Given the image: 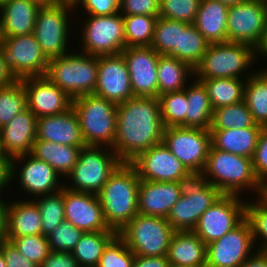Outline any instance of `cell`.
I'll list each match as a JSON object with an SVG mask.
<instances>
[{"label":"cell","instance_id":"17","mask_svg":"<svg viewBox=\"0 0 267 267\" xmlns=\"http://www.w3.org/2000/svg\"><path fill=\"white\" fill-rule=\"evenodd\" d=\"M121 54L127 64L133 96L158 97L160 54L151 46L125 47Z\"/></svg>","mask_w":267,"mask_h":267},{"label":"cell","instance_id":"52","mask_svg":"<svg viewBox=\"0 0 267 267\" xmlns=\"http://www.w3.org/2000/svg\"><path fill=\"white\" fill-rule=\"evenodd\" d=\"M0 250L4 256L7 267H40L23 256L8 240L0 242Z\"/></svg>","mask_w":267,"mask_h":267},{"label":"cell","instance_id":"11","mask_svg":"<svg viewBox=\"0 0 267 267\" xmlns=\"http://www.w3.org/2000/svg\"><path fill=\"white\" fill-rule=\"evenodd\" d=\"M162 142L188 171L203 172L212 146L210 130L166 127Z\"/></svg>","mask_w":267,"mask_h":267},{"label":"cell","instance_id":"53","mask_svg":"<svg viewBox=\"0 0 267 267\" xmlns=\"http://www.w3.org/2000/svg\"><path fill=\"white\" fill-rule=\"evenodd\" d=\"M40 267H79L71 252L51 251Z\"/></svg>","mask_w":267,"mask_h":267},{"label":"cell","instance_id":"60","mask_svg":"<svg viewBox=\"0 0 267 267\" xmlns=\"http://www.w3.org/2000/svg\"><path fill=\"white\" fill-rule=\"evenodd\" d=\"M32 1L38 3L41 6H51L63 2L62 0H32Z\"/></svg>","mask_w":267,"mask_h":267},{"label":"cell","instance_id":"50","mask_svg":"<svg viewBox=\"0 0 267 267\" xmlns=\"http://www.w3.org/2000/svg\"><path fill=\"white\" fill-rule=\"evenodd\" d=\"M123 15H148L159 17L160 0H120Z\"/></svg>","mask_w":267,"mask_h":267},{"label":"cell","instance_id":"26","mask_svg":"<svg viewBox=\"0 0 267 267\" xmlns=\"http://www.w3.org/2000/svg\"><path fill=\"white\" fill-rule=\"evenodd\" d=\"M228 9L218 0H201L193 25L209 43L227 42Z\"/></svg>","mask_w":267,"mask_h":267},{"label":"cell","instance_id":"14","mask_svg":"<svg viewBox=\"0 0 267 267\" xmlns=\"http://www.w3.org/2000/svg\"><path fill=\"white\" fill-rule=\"evenodd\" d=\"M267 24V2L245 0L229 6L227 41L244 43L254 49L260 43Z\"/></svg>","mask_w":267,"mask_h":267},{"label":"cell","instance_id":"31","mask_svg":"<svg viewBox=\"0 0 267 267\" xmlns=\"http://www.w3.org/2000/svg\"><path fill=\"white\" fill-rule=\"evenodd\" d=\"M82 148L84 147H74L45 140H35L30 154L49 164L60 175L66 174L68 176L77 163Z\"/></svg>","mask_w":267,"mask_h":267},{"label":"cell","instance_id":"62","mask_svg":"<svg viewBox=\"0 0 267 267\" xmlns=\"http://www.w3.org/2000/svg\"><path fill=\"white\" fill-rule=\"evenodd\" d=\"M0 267H7L2 251L0 250Z\"/></svg>","mask_w":267,"mask_h":267},{"label":"cell","instance_id":"58","mask_svg":"<svg viewBox=\"0 0 267 267\" xmlns=\"http://www.w3.org/2000/svg\"><path fill=\"white\" fill-rule=\"evenodd\" d=\"M0 199V242L5 241L8 231V206Z\"/></svg>","mask_w":267,"mask_h":267},{"label":"cell","instance_id":"35","mask_svg":"<svg viewBox=\"0 0 267 267\" xmlns=\"http://www.w3.org/2000/svg\"><path fill=\"white\" fill-rule=\"evenodd\" d=\"M245 82L244 101L255 123L267 128V70L252 74Z\"/></svg>","mask_w":267,"mask_h":267},{"label":"cell","instance_id":"43","mask_svg":"<svg viewBox=\"0 0 267 267\" xmlns=\"http://www.w3.org/2000/svg\"><path fill=\"white\" fill-rule=\"evenodd\" d=\"M41 213L42 235L48 236L65 220L63 189L47 194L36 202Z\"/></svg>","mask_w":267,"mask_h":267},{"label":"cell","instance_id":"57","mask_svg":"<svg viewBox=\"0 0 267 267\" xmlns=\"http://www.w3.org/2000/svg\"><path fill=\"white\" fill-rule=\"evenodd\" d=\"M240 267H267V251L258 250L252 257H248Z\"/></svg>","mask_w":267,"mask_h":267},{"label":"cell","instance_id":"8","mask_svg":"<svg viewBox=\"0 0 267 267\" xmlns=\"http://www.w3.org/2000/svg\"><path fill=\"white\" fill-rule=\"evenodd\" d=\"M254 53L255 49L244 43H210L194 73L199 79L239 78L252 64Z\"/></svg>","mask_w":267,"mask_h":267},{"label":"cell","instance_id":"2","mask_svg":"<svg viewBox=\"0 0 267 267\" xmlns=\"http://www.w3.org/2000/svg\"><path fill=\"white\" fill-rule=\"evenodd\" d=\"M139 183L134 166L122 162L97 194L107 225L117 233L138 214Z\"/></svg>","mask_w":267,"mask_h":267},{"label":"cell","instance_id":"10","mask_svg":"<svg viewBox=\"0 0 267 267\" xmlns=\"http://www.w3.org/2000/svg\"><path fill=\"white\" fill-rule=\"evenodd\" d=\"M0 45L6 66L18 80L29 76H45L49 59L33 33L0 36Z\"/></svg>","mask_w":267,"mask_h":267},{"label":"cell","instance_id":"33","mask_svg":"<svg viewBox=\"0 0 267 267\" xmlns=\"http://www.w3.org/2000/svg\"><path fill=\"white\" fill-rule=\"evenodd\" d=\"M117 235L116 231L85 232L71 251L79 267H97L104 249Z\"/></svg>","mask_w":267,"mask_h":267},{"label":"cell","instance_id":"21","mask_svg":"<svg viewBox=\"0 0 267 267\" xmlns=\"http://www.w3.org/2000/svg\"><path fill=\"white\" fill-rule=\"evenodd\" d=\"M65 220L84 232L114 231L107 225L97 194L63 186Z\"/></svg>","mask_w":267,"mask_h":267},{"label":"cell","instance_id":"9","mask_svg":"<svg viewBox=\"0 0 267 267\" xmlns=\"http://www.w3.org/2000/svg\"><path fill=\"white\" fill-rule=\"evenodd\" d=\"M101 149L99 146H86L80 150L78 161L69 173L75 186L66 188L93 194L101 191L110 175L122 163L113 150L104 152Z\"/></svg>","mask_w":267,"mask_h":267},{"label":"cell","instance_id":"48","mask_svg":"<svg viewBox=\"0 0 267 267\" xmlns=\"http://www.w3.org/2000/svg\"><path fill=\"white\" fill-rule=\"evenodd\" d=\"M135 254L117 235L104 249L97 267H133Z\"/></svg>","mask_w":267,"mask_h":267},{"label":"cell","instance_id":"54","mask_svg":"<svg viewBox=\"0 0 267 267\" xmlns=\"http://www.w3.org/2000/svg\"><path fill=\"white\" fill-rule=\"evenodd\" d=\"M167 256H141L135 255L133 267H168Z\"/></svg>","mask_w":267,"mask_h":267},{"label":"cell","instance_id":"39","mask_svg":"<svg viewBox=\"0 0 267 267\" xmlns=\"http://www.w3.org/2000/svg\"><path fill=\"white\" fill-rule=\"evenodd\" d=\"M180 21L158 17L154 25L151 47L160 55H168L179 60Z\"/></svg>","mask_w":267,"mask_h":267},{"label":"cell","instance_id":"12","mask_svg":"<svg viewBox=\"0 0 267 267\" xmlns=\"http://www.w3.org/2000/svg\"><path fill=\"white\" fill-rule=\"evenodd\" d=\"M73 7L74 3L63 1L39 9L33 34L48 59L66 54L68 11Z\"/></svg>","mask_w":267,"mask_h":267},{"label":"cell","instance_id":"24","mask_svg":"<svg viewBox=\"0 0 267 267\" xmlns=\"http://www.w3.org/2000/svg\"><path fill=\"white\" fill-rule=\"evenodd\" d=\"M180 197L178 182H154L140 179L138 214L167 218L172 206Z\"/></svg>","mask_w":267,"mask_h":267},{"label":"cell","instance_id":"65","mask_svg":"<svg viewBox=\"0 0 267 267\" xmlns=\"http://www.w3.org/2000/svg\"><path fill=\"white\" fill-rule=\"evenodd\" d=\"M4 156H5V154L2 151V148H1V140H0V157H4Z\"/></svg>","mask_w":267,"mask_h":267},{"label":"cell","instance_id":"51","mask_svg":"<svg viewBox=\"0 0 267 267\" xmlns=\"http://www.w3.org/2000/svg\"><path fill=\"white\" fill-rule=\"evenodd\" d=\"M82 3L93 16H110L119 13L120 0H77L74 5Z\"/></svg>","mask_w":267,"mask_h":267},{"label":"cell","instance_id":"38","mask_svg":"<svg viewBox=\"0 0 267 267\" xmlns=\"http://www.w3.org/2000/svg\"><path fill=\"white\" fill-rule=\"evenodd\" d=\"M210 43L193 24L180 22L179 60L195 69Z\"/></svg>","mask_w":267,"mask_h":267},{"label":"cell","instance_id":"20","mask_svg":"<svg viewBox=\"0 0 267 267\" xmlns=\"http://www.w3.org/2000/svg\"><path fill=\"white\" fill-rule=\"evenodd\" d=\"M94 94L115 104L134 97L127 64L121 53L98 57V77Z\"/></svg>","mask_w":267,"mask_h":267},{"label":"cell","instance_id":"7","mask_svg":"<svg viewBox=\"0 0 267 267\" xmlns=\"http://www.w3.org/2000/svg\"><path fill=\"white\" fill-rule=\"evenodd\" d=\"M174 233L167 218L137 214L118 236L135 255L164 256Z\"/></svg>","mask_w":267,"mask_h":267},{"label":"cell","instance_id":"67","mask_svg":"<svg viewBox=\"0 0 267 267\" xmlns=\"http://www.w3.org/2000/svg\"><path fill=\"white\" fill-rule=\"evenodd\" d=\"M64 2H71V3H75L77 0H62Z\"/></svg>","mask_w":267,"mask_h":267},{"label":"cell","instance_id":"37","mask_svg":"<svg viewBox=\"0 0 267 267\" xmlns=\"http://www.w3.org/2000/svg\"><path fill=\"white\" fill-rule=\"evenodd\" d=\"M246 127L262 126L255 123L244 100L213 110L210 130L243 129Z\"/></svg>","mask_w":267,"mask_h":267},{"label":"cell","instance_id":"27","mask_svg":"<svg viewBox=\"0 0 267 267\" xmlns=\"http://www.w3.org/2000/svg\"><path fill=\"white\" fill-rule=\"evenodd\" d=\"M166 256L171 264L206 267V244L193 231H175Z\"/></svg>","mask_w":267,"mask_h":267},{"label":"cell","instance_id":"3","mask_svg":"<svg viewBox=\"0 0 267 267\" xmlns=\"http://www.w3.org/2000/svg\"><path fill=\"white\" fill-rule=\"evenodd\" d=\"M205 177L203 172L188 171L177 181L181 197L167 216L175 231H193L203 212L223 195Z\"/></svg>","mask_w":267,"mask_h":267},{"label":"cell","instance_id":"34","mask_svg":"<svg viewBox=\"0 0 267 267\" xmlns=\"http://www.w3.org/2000/svg\"><path fill=\"white\" fill-rule=\"evenodd\" d=\"M158 96L174 91L183 90L186 77L194 73L187 63L168 55H160L157 65Z\"/></svg>","mask_w":267,"mask_h":267},{"label":"cell","instance_id":"6","mask_svg":"<svg viewBox=\"0 0 267 267\" xmlns=\"http://www.w3.org/2000/svg\"><path fill=\"white\" fill-rule=\"evenodd\" d=\"M203 174L212 175L215 180L209 179V183L223 194L238 195L243 187L255 188L260 194L258 196L263 194V187L255 176L251 158L238 156L211 146Z\"/></svg>","mask_w":267,"mask_h":267},{"label":"cell","instance_id":"56","mask_svg":"<svg viewBox=\"0 0 267 267\" xmlns=\"http://www.w3.org/2000/svg\"><path fill=\"white\" fill-rule=\"evenodd\" d=\"M17 80L18 79L14 76V74L5 64L3 55L1 53V45H0V88L11 86Z\"/></svg>","mask_w":267,"mask_h":267},{"label":"cell","instance_id":"36","mask_svg":"<svg viewBox=\"0 0 267 267\" xmlns=\"http://www.w3.org/2000/svg\"><path fill=\"white\" fill-rule=\"evenodd\" d=\"M208 91L213 109L238 103L244 100L245 86L240 78L198 79Z\"/></svg>","mask_w":267,"mask_h":267},{"label":"cell","instance_id":"5","mask_svg":"<svg viewBox=\"0 0 267 267\" xmlns=\"http://www.w3.org/2000/svg\"><path fill=\"white\" fill-rule=\"evenodd\" d=\"M65 54L49 59L45 74L72 99L94 94L98 77V56Z\"/></svg>","mask_w":267,"mask_h":267},{"label":"cell","instance_id":"30","mask_svg":"<svg viewBox=\"0 0 267 267\" xmlns=\"http://www.w3.org/2000/svg\"><path fill=\"white\" fill-rule=\"evenodd\" d=\"M7 205V237L42 234L41 213L35 201H15Z\"/></svg>","mask_w":267,"mask_h":267},{"label":"cell","instance_id":"23","mask_svg":"<svg viewBox=\"0 0 267 267\" xmlns=\"http://www.w3.org/2000/svg\"><path fill=\"white\" fill-rule=\"evenodd\" d=\"M36 140L86 147L79 118L73 107L61 114L37 118Z\"/></svg>","mask_w":267,"mask_h":267},{"label":"cell","instance_id":"40","mask_svg":"<svg viewBox=\"0 0 267 267\" xmlns=\"http://www.w3.org/2000/svg\"><path fill=\"white\" fill-rule=\"evenodd\" d=\"M126 47L151 46L156 16L123 15Z\"/></svg>","mask_w":267,"mask_h":267},{"label":"cell","instance_id":"1","mask_svg":"<svg viewBox=\"0 0 267 267\" xmlns=\"http://www.w3.org/2000/svg\"><path fill=\"white\" fill-rule=\"evenodd\" d=\"M165 126L158 97L134 96L117 104L113 151L130 163L140 153L162 142Z\"/></svg>","mask_w":267,"mask_h":267},{"label":"cell","instance_id":"13","mask_svg":"<svg viewBox=\"0 0 267 267\" xmlns=\"http://www.w3.org/2000/svg\"><path fill=\"white\" fill-rule=\"evenodd\" d=\"M245 206L237 195L223 194L203 212L193 232L206 245L220 239L245 219Z\"/></svg>","mask_w":267,"mask_h":267},{"label":"cell","instance_id":"45","mask_svg":"<svg viewBox=\"0 0 267 267\" xmlns=\"http://www.w3.org/2000/svg\"><path fill=\"white\" fill-rule=\"evenodd\" d=\"M201 0H160L159 17L193 24Z\"/></svg>","mask_w":267,"mask_h":267},{"label":"cell","instance_id":"18","mask_svg":"<svg viewBox=\"0 0 267 267\" xmlns=\"http://www.w3.org/2000/svg\"><path fill=\"white\" fill-rule=\"evenodd\" d=\"M142 180L177 182L188 169L171 153L163 142L140 153L130 162Z\"/></svg>","mask_w":267,"mask_h":267},{"label":"cell","instance_id":"25","mask_svg":"<svg viewBox=\"0 0 267 267\" xmlns=\"http://www.w3.org/2000/svg\"><path fill=\"white\" fill-rule=\"evenodd\" d=\"M41 5L32 0H7L1 10L0 36L33 33Z\"/></svg>","mask_w":267,"mask_h":267},{"label":"cell","instance_id":"44","mask_svg":"<svg viewBox=\"0 0 267 267\" xmlns=\"http://www.w3.org/2000/svg\"><path fill=\"white\" fill-rule=\"evenodd\" d=\"M6 240L10 241L23 256L38 266L42 265L51 252L48 239L42 234L6 237Z\"/></svg>","mask_w":267,"mask_h":267},{"label":"cell","instance_id":"15","mask_svg":"<svg viewBox=\"0 0 267 267\" xmlns=\"http://www.w3.org/2000/svg\"><path fill=\"white\" fill-rule=\"evenodd\" d=\"M89 17L83 29V53L98 57L120 54L126 47L123 15Z\"/></svg>","mask_w":267,"mask_h":267},{"label":"cell","instance_id":"16","mask_svg":"<svg viewBox=\"0 0 267 267\" xmlns=\"http://www.w3.org/2000/svg\"><path fill=\"white\" fill-rule=\"evenodd\" d=\"M249 222L244 219L222 238L206 245V267H240L253 246Z\"/></svg>","mask_w":267,"mask_h":267},{"label":"cell","instance_id":"41","mask_svg":"<svg viewBox=\"0 0 267 267\" xmlns=\"http://www.w3.org/2000/svg\"><path fill=\"white\" fill-rule=\"evenodd\" d=\"M163 124L166 127H186L188 101L186 88L158 96Z\"/></svg>","mask_w":267,"mask_h":267},{"label":"cell","instance_id":"63","mask_svg":"<svg viewBox=\"0 0 267 267\" xmlns=\"http://www.w3.org/2000/svg\"><path fill=\"white\" fill-rule=\"evenodd\" d=\"M168 267H192V266L176 265V264L169 263Z\"/></svg>","mask_w":267,"mask_h":267},{"label":"cell","instance_id":"46","mask_svg":"<svg viewBox=\"0 0 267 267\" xmlns=\"http://www.w3.org/2000/svg\"><path fill=\"white\" fill-rule=\"evenodd\" d=\"M85 232L64 220L47 236L51 251L71 252Z\"/></svg>","mask_w":267,"mask_h":267},{"label":"cell","instance_id":"19","mask_svg":"<svg viewBox=\"0 0 267 267\" xmlns=\"http://www.w3.org/2000/svg\"><path fill=\"white\" fill-rule=\"evenodd\" d=\"M27 94V108L37 117L61 114L72 107L73 99L45 76L20 79Z\"/></svg>","mask_w":267,"mask_h":267},{"label":"cell","instance_id":"61","mask_svg":"<svg viewBox=\"0 0 267 267\" xmlns=\"http://www.w3.org/2000/svg\"><path fill=\"white\" fill-rule=\"evenodd\" d=\"M218 1L227 5V6H232V5H235L237 3L244 2L245 0H218Z\"/></svg>","mask_w":267,"mask_h":267},{"label":"cell","instance_id":"32","mask_svg":"<svg viewBox=\"0 0 267 267\" xmlns=\"http://www.w3.org/2000/svg\"><path fill=\"white\" fill-rule=\"evenodd\" d=\"M196 81L194 85L186 89L188 101L186 127L210 130L214 109L206 86L202 81L198 79Z\"/></svg>","mask_w":267,"mask_h":267},{"label":"cell","instance_id":"64","mask_svg":"<svg viewBox=\"0 0 267 267\" xmlns=\"http://www.w3.org/2000/svg\"><path fill=\"white\" fill-rule=\"evenodd\" d=\"M262 195L267 199V185L263 188V194Z\"/></svg>","mask_w":267,"mask_h":267},{"label":"cell","instance_id":"47","mask_svg":"<svg viewBox=\"0 0 267 267\" xmlns=\"http://www.w3.org/2000/svg\"><path fill=\"white\" fill-rule=\"evenodd\" d=\"M245 219L250 224L253 241L258 235L264 239L259 250L267 251V199L263 195L255 204L246 203Z\"/></svg>","mask_w":267,"mask_h":267},{"label":"cell","instance_id":"66","mask_svg":"<svg viewBox=\"0 0 267 267\" xmlns=\"http://www.w3.org/2000/svg\"><path fill=\"white\" fill-rule=\"evenodd\" d=\"M6 1L7 0H0V9L4 6V4H5Z\"/></svg>","mask_w":267,"mask_h":267},{"label":"cell","instance_id":"28","mask_svg":"<svg viewBox=\"0 0 267 267\" xmlns=\"http://www.w3.org/2000/svg\"><path fill=\"white\" fill-rule=\"evenodd\" d=\"M28 161L23 164L22 170H20L19 180L24 190L32 195H38V197L52 194L63 189V186L58 187V175H60L55 169H53L46 162L39 160L28 154ZM58 189V190H57Z\"/></svg>","mask_w":267,"mask_h":267},{"label":"cell","instance_id":"29","mask_svg":"<svg viewBox=\"0 0 267 267\" xmlns=\"http://www.w3.org/2000/svg\"><path fill=\"white\" fill-rule=\"evenodd\" d=\"M262 129L263 127H246L243 129L210 130L211 144L215 149L252 159Z\"/></svg>","mask_w":267,"mask_h":267},{"label":"cell","instance_id":"68","mask_svg":"<svg viewBox=\"0 0 267 267\" xmlns=\"http://www.w3.org/2000/svg\"><path fill=\"white\" fill-rule=\"evenodd\" d=\"M251 1H261V2H267V0H251Z\"/></svg>","mask_w":267,"mask_h":267},{"label":"cell","instance_id":"4","mask_svg":"<svg viewBox=\"0 0 267 267\" xmlns=\"http://www.w3.org/2000/svg\"><path fill=\"white\" fill-rule=\"evenodd\" d=\"M86 146L106 144L112 150L117 125V104L95 94L72 101ZM101 144V145H100Z\"/></svg>","mask_w":267,"mask_h":267},{"label":"cell","instance_id":"42","mask_svg":"<svg viewBox=\"0 0 267 267\" xmlns=\"http://www.w3.org/2000/svg\"><path fill=\"white\" fill-rule=\"evenodd\" d=\"M27 108V94L21 80L0 88V128Z\"/></svg>","mask_w":267,"mask_h":267},{"label":"cell","instance_id":"55","mask_svg":"<svg viewBox=\"0 0 267 267\" xmlns=\"http://www.w3.org/2000/svg\"><path fill=\"white\" fill-rule=\"evenodd\" d=\"M12 178V159L6 155L0 157V189L5 188Z\"/></svg>","mask_w":267,"mask_h":267},{"label":"cell","instance_id":"59","mask_svg":"<svg viewBox=\"0 0 267 267\" xmlns=\"http://www.w3.org/2000/svg\"><path fill=\"white\" fill-rule=\"evenodd\" d=\"M255 54L262 53V55L267 56V24H266V29L263 33L262 39L260 41V43L258 44V46L255 48Z\"/></svg>","mask_w":267,"mask_h":267},{"label":"cell","instance_id":"22","mask_svg":"<svg viewBox=\"0 0 267 267\" xmlns=\"http://www.w3.org/2000/svg\"><path fill=\"white\" fill-rule=\"evenodd\" d=\"M37 117L26 108L17 114L8 124L0 128L1 148L12 159V176L16 167L14 160L26 158L36 140Z\"/></svg>","mask_w":267,"mask_h":267},{"label":"cell","instance_id":"49","mask_svg":"<svg viewBox=\"0 0 267 267\" xmlns=\"http://www.w3.org/2000/svg\"><path fill=\"white\" fill-rule=\"evenodd\" d=\"M252 163L255 176L264 188L267 185V128H263L258 136Z\"/></svg>","mask_w":267,"mask_h":267}]
</instances>
